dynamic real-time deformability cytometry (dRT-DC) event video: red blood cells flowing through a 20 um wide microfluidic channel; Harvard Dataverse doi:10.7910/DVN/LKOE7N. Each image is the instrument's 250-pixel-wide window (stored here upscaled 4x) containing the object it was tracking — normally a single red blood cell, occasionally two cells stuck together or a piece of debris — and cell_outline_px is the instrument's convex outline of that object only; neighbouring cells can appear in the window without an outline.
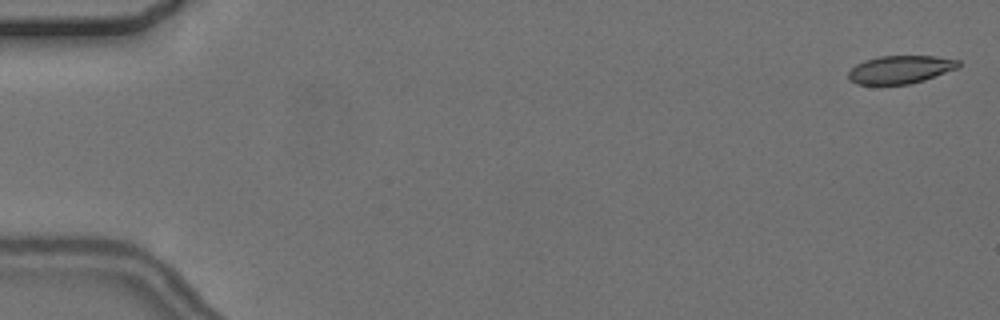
{"species": "common noctule bat (a hibernating species)", "species_latin": "Nyctalus noctula", "temperature_condition": "cold", "stored_images_in_passage": 7, "camera_frame_rate_fps": 3000, "um_per_image_px": 0.085, "animal": {"sex": "female", "body_mass_g": 24.6, "forearm_length_mm": 56.2}, "frame": {"image": 1, "passage_image": 1, "time_ms": 0.0, "image_size_px": [1000, 320], "cell_outline_px": [[960, 64], [956, 68], [924, 80], [908, 84], [856, 84], [848, 80], [848, 72], [856, 64], [864, 60], [880, 56], [936, 56], [960, 60]], "centroid_in_image_um": [76.49, 5.9], "position_along_channel_um": 8.5, "area_um2": 17.86}}
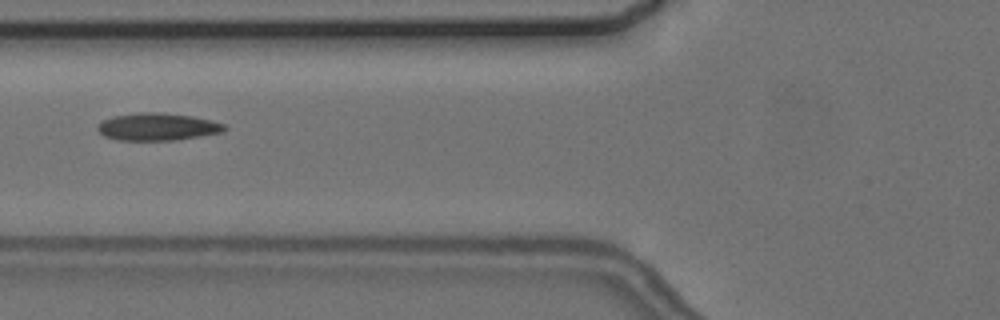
{"frame": {"image": 2, "passage_image": 7, "time_ms": 7.0, "image_size_px": [1000, 320], "cell_outline_px": [[228, 128], [224, 132], [176, 140], [116, 140], [104, 136], [96, 128], [104, 120], [112, 116], [140, 112], [160, 112], [192, 116], [224, 124]], "centroid_in_image_um": [13.39, 10.78], "position_along_channel_um": 112.4, "area_um2": 20.23}}